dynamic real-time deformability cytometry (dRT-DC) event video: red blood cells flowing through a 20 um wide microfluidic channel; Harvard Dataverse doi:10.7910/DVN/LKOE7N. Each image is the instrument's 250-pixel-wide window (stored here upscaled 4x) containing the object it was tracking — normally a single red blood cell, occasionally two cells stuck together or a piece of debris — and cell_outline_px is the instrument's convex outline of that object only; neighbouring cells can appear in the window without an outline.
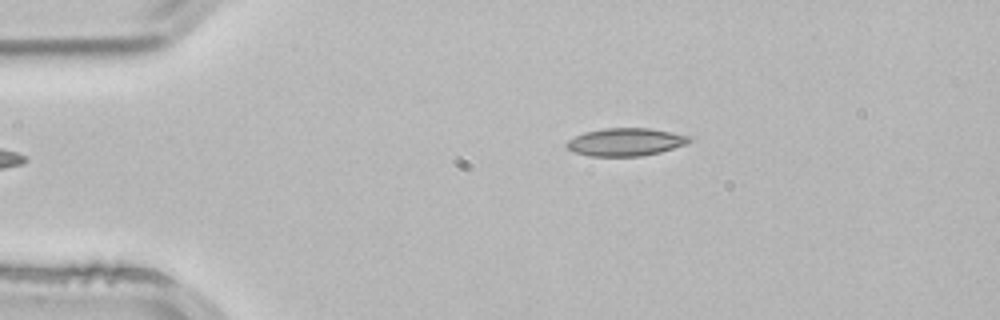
{"species": "common noctule bat (a hibernating species)", "species_latin": "Nyctalus noctula", "temperature_condition": "room temperature", "stored_images_in_passage": 2, "camera_frame_rate_fps": 3000, "um_per_image_px": 0.085, "animal": {"sex": "male", "body_mass_g": 21.5, "forearm_length_mm": 52.0}, "frame": {"image": 1, "passage_image": 2, "time_ms": 0.333, "image_size_px": [1000, 320], "cell_outline_px": [[692, 140], [688, 144], [660, 152], [640, 156], [588, 156], [572, 152], [564, 144], [568, 140], [584, 132], [604, 128], [648, 128], [672, 132], [692, 136]], "centroid_in_image_um": [53.19, 12.07], "position_along_channel_um": 31.8, "area_um2": 20.06}}